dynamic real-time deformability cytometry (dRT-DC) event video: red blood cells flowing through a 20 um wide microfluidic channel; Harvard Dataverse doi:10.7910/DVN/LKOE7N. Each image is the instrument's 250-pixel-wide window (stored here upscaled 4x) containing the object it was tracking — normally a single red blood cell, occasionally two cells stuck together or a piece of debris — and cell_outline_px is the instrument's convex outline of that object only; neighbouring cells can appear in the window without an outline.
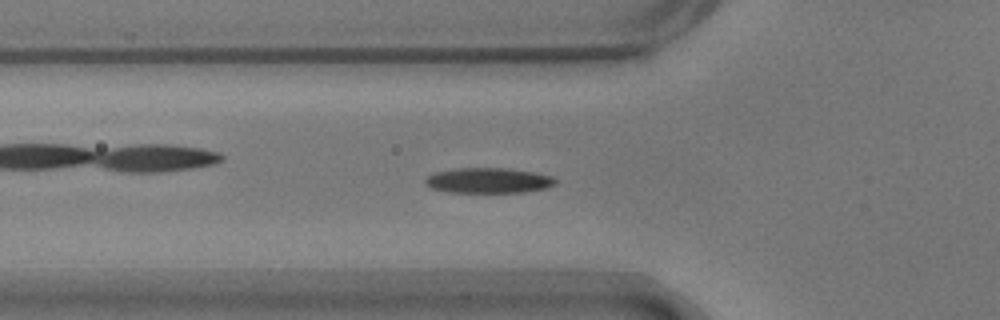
{"species": "common noctule bat (a hibernating species)", "species_latin": "Nyctalus noctula", "temperature_condition": "warm", "stored_images_in_passage": 55, "camera_frame_rate_fps": 3000, "um_per_image_px": 0.085, "animal": {"sex": "male", "body_mass_g": 17.9}, "frame": {"image": 1, "passage_image": 18, "time_ms": 5.667, "image_size_px": [1000, 320], "cell_outline_px": [[556, 184], [548, 188], [524, 192], [448, 192], [432, 188], [424, 184], [424, 180], [432, 172], [456, 168], [504, 168], [536, 172], [552, 176], [556, 180]], "centroid_in_image_um": [41.51, 15.34], "position_along_channel_um": 84.3, "area_um2": 19.36}}
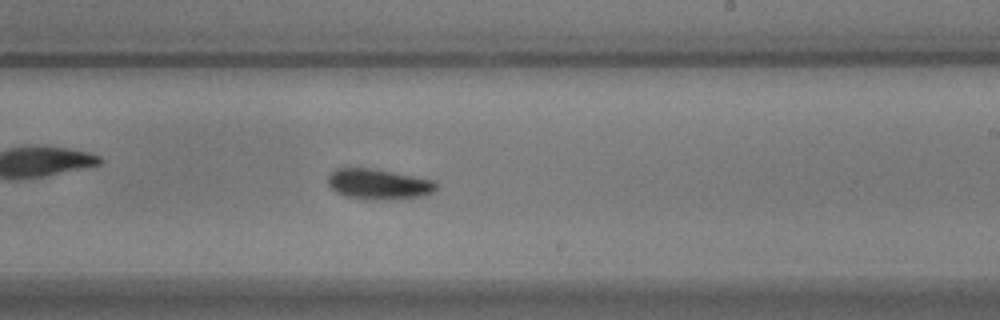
{"frame": {"image": 2, "passage_image": 32, "time_ms": 10.333, "image_size_px": [1000, 320], "cell_outline_px": [[436, 188], [432, 192], [424, 196], [392, 200], [372, 200], [344, 196], [336, 192], [328, 184], [328, 176], [336, 168], [348, 164], [376, 168], [436, 180]], "centroid_in_image_um": [32.14, 15.61], "position_along_channel_um": 256.9, "area_um2": 20.17}}
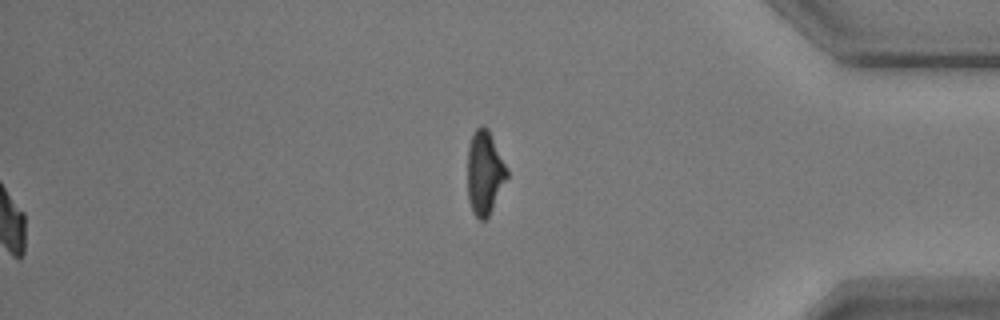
{"frame": {"image": 3, "passage_image": 55, "time_ms": 18.0, "image_size_px": [1000, 320], "cell_outline_px": [[508, 176], [488, 216], [484, 220], [480, 220], [472, 212], [468, 200], [468, 148], [472, 136], [476, 128], [480, 124], [484, 124], [488, 128], [508, 168]], "centroid_in_image_um": [41.19, 14.65], "position_along_channel_um": 394.0, "area_um2": 19.25}, "authors_computed_cell_mechanics": {"area_um2": 18.7272, "velocity_mm_per_s": 3.6903, "shape_relaxation_time_tau1_ms": 2.5973, "shape_relaxation_time_tau2_ms": null, "deformation_change_tau1": 0.1257, "deformation_change_tau2": null}}